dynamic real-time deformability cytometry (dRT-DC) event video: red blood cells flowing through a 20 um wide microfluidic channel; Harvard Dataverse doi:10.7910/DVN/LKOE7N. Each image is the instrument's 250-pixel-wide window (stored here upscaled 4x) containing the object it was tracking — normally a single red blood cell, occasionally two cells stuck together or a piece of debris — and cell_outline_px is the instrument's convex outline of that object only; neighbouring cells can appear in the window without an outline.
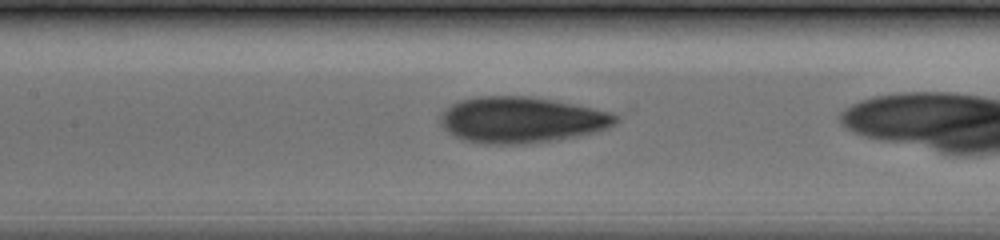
{"species": "human", "species_latin": "Homo sapiens", "temperature_condition": "cold", "stored_images_in_passage": 10, "camera_frame_rate_fps": 3000, "um_per_image_px": 0.085, "donor": {"sex": "male"}, "frame": {"image": 1, "passage_image": 6, "time_ms": 1.667, "image_size_px": [1000, 240], "cell_outline_px": [[620, 120], [616, 124], [608, 128], [596, 132], [576, 136], [552, 140], [520, 144], [484, 144], [464, 140], [448, 132], [440, 124], [440, 112], [452, 104], [460, 100], [480, 96], [528, 96], [552, 100], [612, 112], [620, 116]], "centroid_in_image_um": [44.33, 10.19], "position_along_channel_um": 163.1, "area_um2": 47.05}}
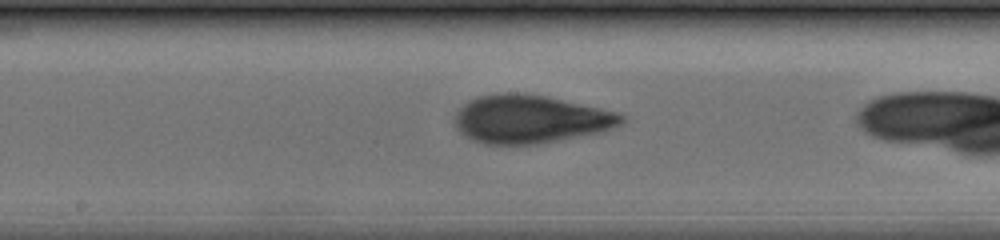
{"frame": {"image": 2, "passage_image": 9, "time_ms": 2.667, "image_size_px": [1000, 240], "cell_outline_px": [[624, 120], [620, 124], [612, 128], [600, 132], [540, 144], [484, 144], [472, 140], [464, 136], [456, 128], [452, 116], [468, 100], [476, 96], [504, 92], [524, 92], [548, 96], [620, 112], [624, 116]], "centroid_in_image_um": [45.04, 10.11], "position_along_channel_um": 203.2, "area_um2": 47.45}}